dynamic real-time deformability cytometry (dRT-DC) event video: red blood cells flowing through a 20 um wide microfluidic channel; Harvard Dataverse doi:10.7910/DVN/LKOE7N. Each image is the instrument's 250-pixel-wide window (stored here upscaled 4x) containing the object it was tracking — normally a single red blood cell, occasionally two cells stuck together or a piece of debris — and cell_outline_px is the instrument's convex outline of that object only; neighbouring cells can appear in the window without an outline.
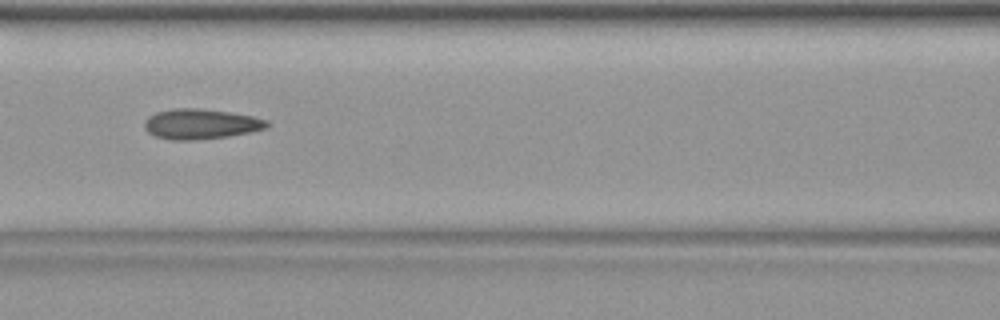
{"species": "common noctule bat (a hibernating species)", "species_latin": "Nyctalus noctula", "temperature_condition": "warm", "stored_images_in_passage": 9, "camera_frame_rate_fps": 3000, "um_per_image_px": 0.085, "animal": {"sex": "female", "body_mass_g": 19.9}, "frame": {"image": 1, "passage_image": 7, "time_ms": 2.0, "image_size_px": [1000, 320], "cell_outline_px": [[268, 128], [228, 136], [196, 140], [168, 140], [156, 136], [148, 132], [144, 128], [144, 120], [148, 116], [156, 112], [176, 108], [196, 108], [228, 112], [252, 116], [268, 120]], "centroid_in_image_um": [17.03, 10.54], "position_along_channel_um": 149.6, "area_um2": 21.5}}